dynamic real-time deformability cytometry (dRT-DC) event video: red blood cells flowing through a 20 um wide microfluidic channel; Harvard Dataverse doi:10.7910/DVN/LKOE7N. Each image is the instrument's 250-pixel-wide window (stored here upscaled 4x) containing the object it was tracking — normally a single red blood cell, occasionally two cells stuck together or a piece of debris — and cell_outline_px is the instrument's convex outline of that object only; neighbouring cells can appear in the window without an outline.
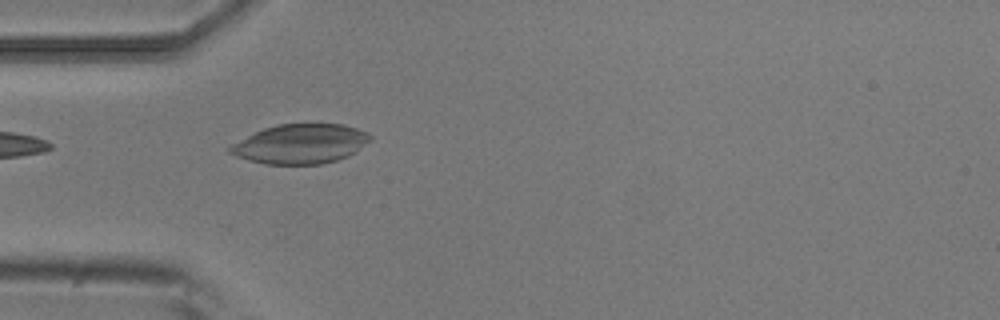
{"species": "common noctule bat (a hibernating species)", "species_latin": "Nyctalus noctula", "temperature_condition": "room temperature", "stored_images_in_passage": 3, "camera_frame_rate_fps": 3000, "um_per_image_px": 0.085, "animal": {"sex": "male", "body_mass_g": 20.5, "forearm_length_mm": 52.5}, "frame": {"image": 1, "passage_image": 3, "time_ms": 0.667, "image_size_px": [1000, 320], "cell_outline_px": [[372, 140], [356, 152], [348, 156], [336, 160], [320, 164], [264, 164], [236, 156], [228, 152], [228, 148], [232, 144], [264, 128], [276, 124], [344, 124], [368, 132], [372, 136]], "centroid_in_image_um": [25.58, 12.23], "position_along_channel_um": 59.4, "area_um2": 32.25}}